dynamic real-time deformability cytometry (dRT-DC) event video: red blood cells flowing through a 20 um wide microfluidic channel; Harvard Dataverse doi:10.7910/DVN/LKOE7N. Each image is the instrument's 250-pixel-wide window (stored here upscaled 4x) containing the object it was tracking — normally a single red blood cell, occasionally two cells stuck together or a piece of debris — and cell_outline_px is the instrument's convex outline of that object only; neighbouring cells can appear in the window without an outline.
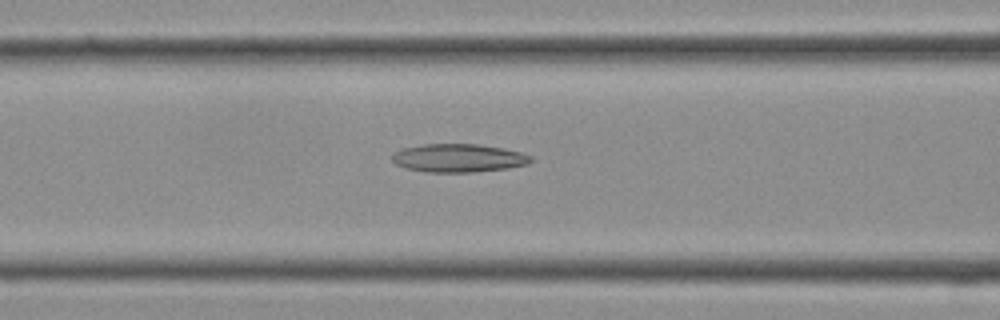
{"species": "Egyptian fruit bat (a non-hibernating species)", "species_latin": "Rousettus aegyptiacus", "temperature_condition": "cold", "stored_images_in_passage": 20, "camera_frame_rate_fps": 3000, "um_per_image_px": 0.085, "frame": {"image": 1, "passage_image": 12, "time_ms": 3.667, "image_size_px": [1000, 320], "cell_outline_px": [[532, 160], [528, 164], [504, 168], [472, 172], [424, 172], [408, 168], [396, 164], [392, 160], [392, 152], [404, 148], [424, 144], [476, 144], [504, 148], [520, 152], [532, 156]], "centroid_in_image_um": [38.95, 13.43], "position_along_channel_um": 127.6, "area_um2": 22.72}}
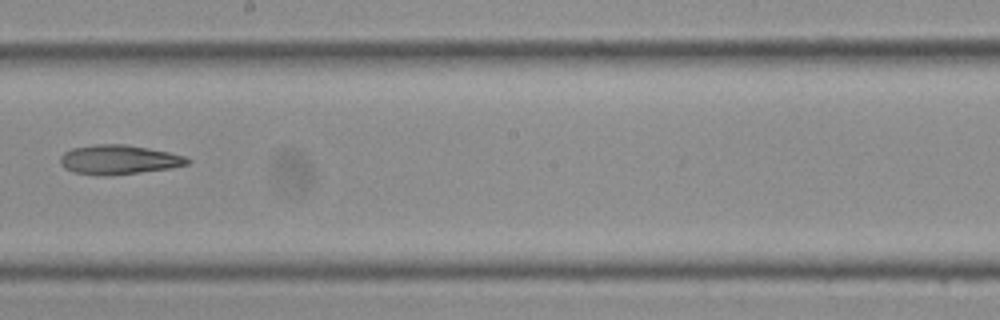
{"frame": {"image": 2, "passage_image": 17, "time_ms": 5.333, "image_size_px": [1000, 320], "cell_outline_px": [[192, 160], [188, 164], [172, 168], [108, 176], [100, 176], [72, 172], [64, 168], [60, 164], [60, 156], [64, 152], [72, 148], [96, 144], [124, 144], [148, 148], [168, 152], [184, 156]], "centroid_in_image_um": [10.07, 13.58], "position_along_channel_um": 238.1, "area_um2": 21.91}}
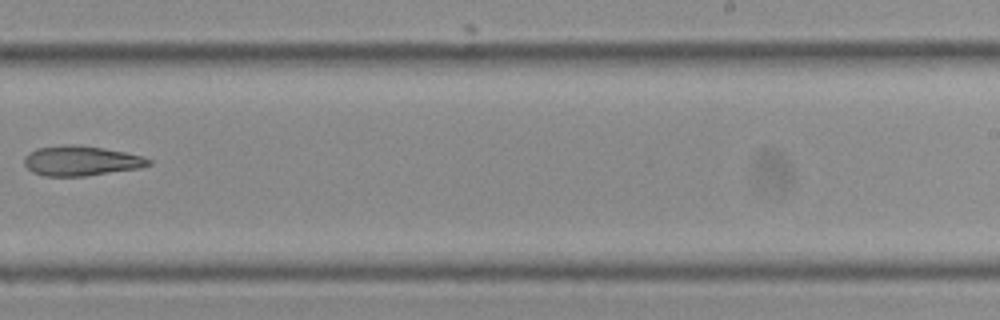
{"frame": {"image": 3, "passage_image": 19, "time_ms": 6.0, "image_size_px": [1000, 320], "cell_outline_px": [[152, 164], [140, 168], [84, 176], [44, 176], [32, 172], [24, 164], [24, 156], [28, 152], [36, 148], [68, 144], [72, 144], [104, 148], [124, 152], [140, 156], [152, 160]], "centroid_in_image_um": [6.86, 13.67], "position_along_channel_um": 282.1, "area_um2": 21.68}}